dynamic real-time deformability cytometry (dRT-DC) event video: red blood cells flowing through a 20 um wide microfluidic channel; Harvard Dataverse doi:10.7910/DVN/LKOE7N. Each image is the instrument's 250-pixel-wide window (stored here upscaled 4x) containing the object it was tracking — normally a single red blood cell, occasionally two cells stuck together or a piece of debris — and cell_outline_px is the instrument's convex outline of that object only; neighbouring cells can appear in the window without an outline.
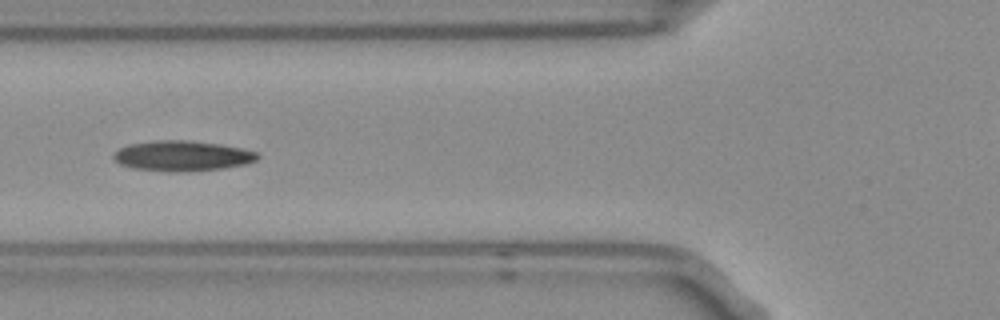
{"species": "Egyptian fruit bat (a non-hibernating species)", "species_latin": "Rousettus aegyptiacus", "temperature_condition": "room temperature", "stored_images_in_passage": 5, "camera_frame_rate_fps": 3000, "um_per_image_px": 0.085, "frame": {"image": 1, "passage_image": 5, "time_ms": 1.333, "image_size_px": [1000, 320], "cell_outline_px": [[260, 156], [256, 160], [248, 164], [224, 168], [180, 172], [168, 172], [132, 168], [120, 164], [112, 156], [120, 148], [128, 144], [156, 140], [188, 140], [220, 144], [240, 148], [256, 152]], "centroid_in_image_um": [15.49, 13.25], "position_along_channel_um": 110.3, "area_um2": 25.49}}